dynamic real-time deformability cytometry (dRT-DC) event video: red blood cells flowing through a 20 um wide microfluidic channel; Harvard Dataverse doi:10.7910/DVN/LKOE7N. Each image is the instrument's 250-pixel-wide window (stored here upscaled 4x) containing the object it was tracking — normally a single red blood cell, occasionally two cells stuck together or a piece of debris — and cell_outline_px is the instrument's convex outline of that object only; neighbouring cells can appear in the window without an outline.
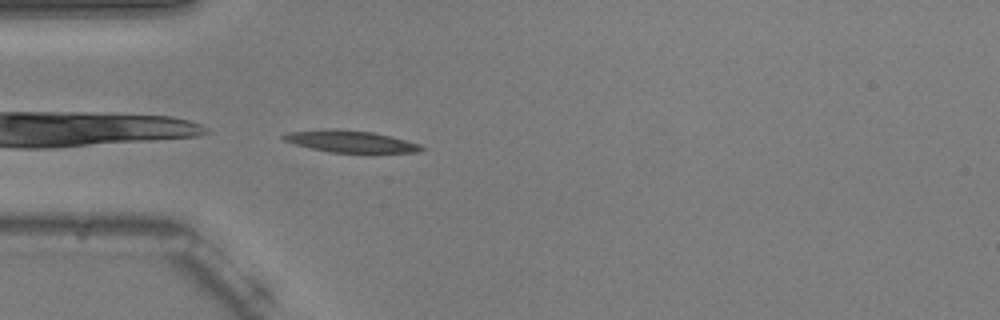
{"species": "common noctule bat (a hibernating species)", "species_latin": "Nyctalus noctula", "temperature_condition": "warm", "stored_images_in_passage": 40, "camera_frame_rate_fps": 3000, "um_per_image_px": 0.085, "animal": {"sex": "male", "body_mass_g": 20.5, "forearm_length_mm": 52.5}, "frame": {"image": 1, "passage_image": 2, "time_ms": 0.333, "image_size_px": [1000, 320], "cell_outline_px": [[424, 148], [420, 152], [332, 152], [308, 148], [292, 144], [284, 140], [280, 136], [288, 132], [324, 128], [336, 128], [372, 132], [420, 144]], "centroid_in_image_um": [29.68, 12.0], "position_along_channel_um": 55.3, "area_um2": 17.51}}
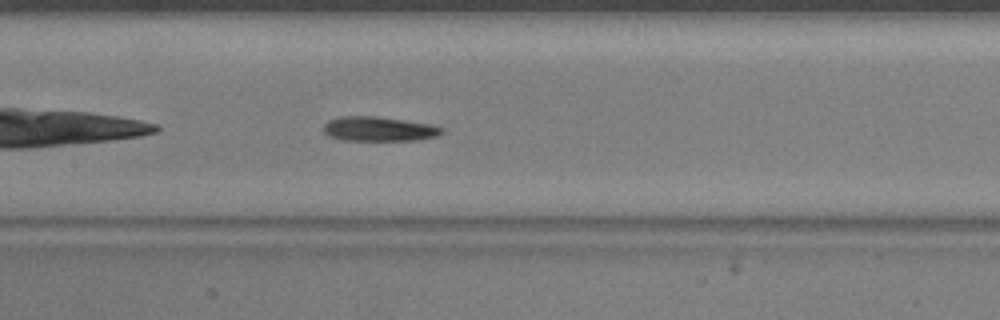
{"frame": {"image": 2, "passage_image": 12, "time_ms": 3.667, "image_size_px": [1000, 320], "cell_outline_px": [[444, 132], [436, 136], [416, 140], [344, 140], [328, 136], [324, 132], [324, 124], [328, 120], [340, 116], [376, 116], [432, 124], [444, 128]], "centroid_in_image_um": [32.21, 10.95], "position_along_channel_um": 175.2, "area_um2": 16.94}}
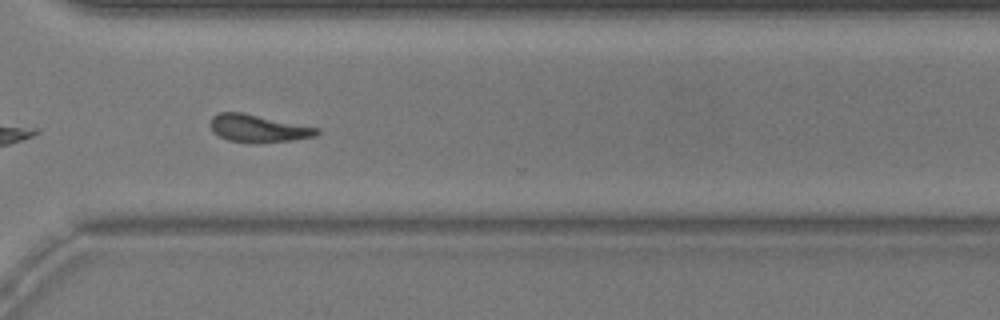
{"frame": {"image": 3, "passage_image": 26, "time_ms": 8.333, "image_size_px": [1000, 320], "cell_outline_px": [[320, 132], [316, 136], [292, 140], [256, 144], [228, 140], [220, 136], [208, 124], [212, 116], [220, 112], [244, 112], [320, 128]], "centroid_in_image_um": [21.97, 10.91], "position_along_channel_um": 348.6, "area_um2": 17.34}, "authors_computed_cell_mechanics": {"area_um2": 16.9932, "velocity_mm_per_s": 3.7244, "shape_relaxation_time_tau1_ms": 5.8805, "shape_relaxation_time_tau2_ms": 10.5368, "deformation_change_tau1": 0.1865, "deformation_change_tau2": 0.2527}}